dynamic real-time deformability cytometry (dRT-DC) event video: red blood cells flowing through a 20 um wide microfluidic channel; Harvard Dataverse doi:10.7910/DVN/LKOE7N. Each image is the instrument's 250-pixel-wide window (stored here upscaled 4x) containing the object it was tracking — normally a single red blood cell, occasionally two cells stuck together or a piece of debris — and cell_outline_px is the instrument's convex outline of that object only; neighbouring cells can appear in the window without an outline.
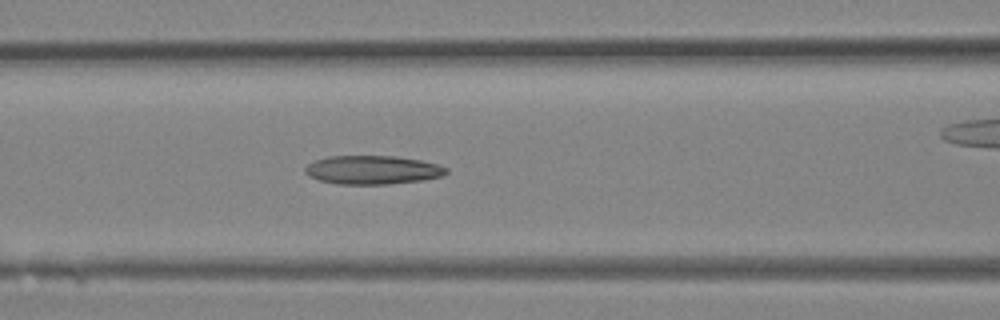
{"species": "Egyptian fruit bat (a non-hibernating species)", "species_latin": "Rousettus aegyptiacus", "temperature_condition": "room temperature", "stored_images_in_passage": 30, "camera_frame_rate_fps": 3000, "um_per_image_px": 0.085, "animal": {"sex": "female"}, "frame": {"image": 1, "passage_image": 9, "time_ms": 2.667, "image_size_px": [1000, 320], "cell_outline_px": [[448, 172], [444, 176], [424, 180], [388, 184], [336, 184], [320, 180], [308, 176], [304, 172], [304, 168], [308, 164], [316, 160], [328, 156], [396, 156], [420, 160], [436, 164], [448, 168]], "centroid_in_image_um": [31.67, 14.44], "position_along_channel_um": 134.9, "area_um2": 23.7}}
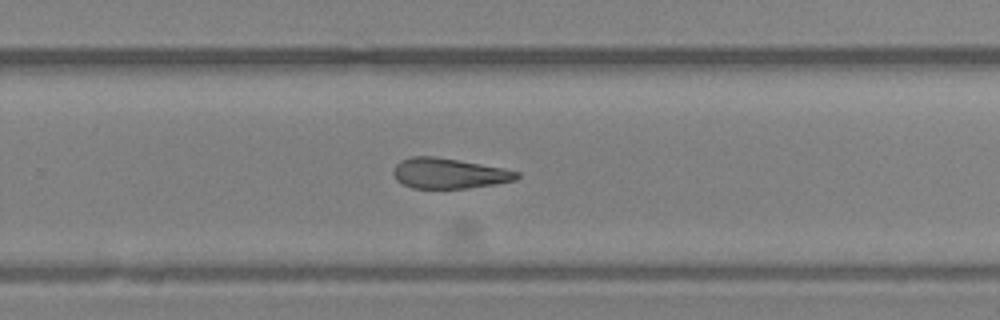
{"frame": {"image": 2, "passage_image": 17, "time_ms": 5.333, "image_size_px": [1000, 320], "cell_outline_px": [[520, 176], [516, 180], [468, 188], [412, 188], [396, 180], [392, 172], [396, 164], [400, 160], [412, 156], [432, 156], [504, 168], [520, 172]], "centroid_in_image_um": [38.14, 14.73], "position_along_channel_um": 291.7, "area_um2": 21.68}}
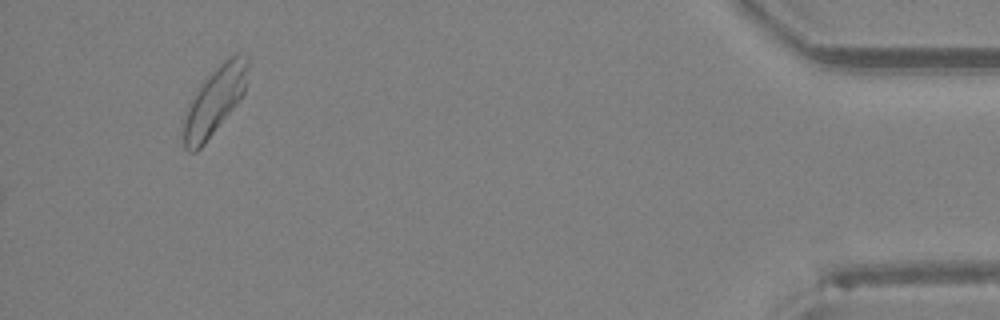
{"frame": {"image": 3, "passage_image": 30, "time_ms": 9.667, "image_size_px": [1000, 320], "cell_outline_px": [[252, 56], [244, 92], [240, 100], [204, 144], [196, 152], [188, 152], [184, 148], [180, 140], [180, 124], [184, 112], [188, 104], [200, 84], [224, 60], [236, 52], [240, 52]], "centroid_in_image_um": [18.21, 8.58], "position_along_channel_um": 417.0, "area_um2": 26.41}}